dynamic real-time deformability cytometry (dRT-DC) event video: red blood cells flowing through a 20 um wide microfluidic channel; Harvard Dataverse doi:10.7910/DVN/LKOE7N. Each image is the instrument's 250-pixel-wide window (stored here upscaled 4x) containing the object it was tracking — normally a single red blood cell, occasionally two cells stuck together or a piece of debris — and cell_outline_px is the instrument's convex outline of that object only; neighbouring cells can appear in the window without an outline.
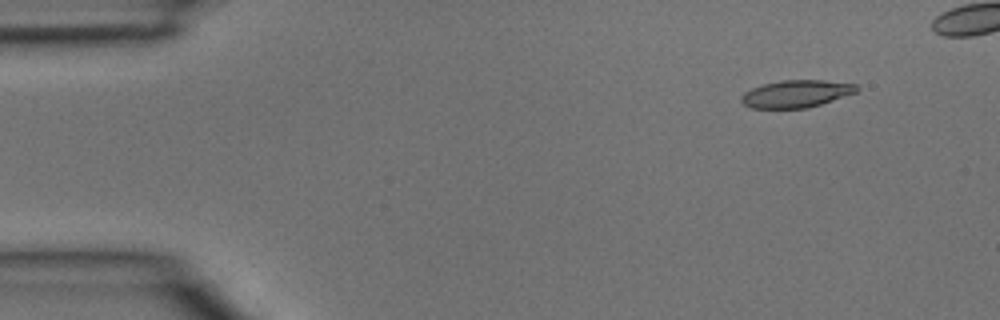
{"species": "common noctule bat (a hibernating species)", "species_latin": "Nyctalus noctula", "temperature_condition": "room temperature", "stored_images_in_passage": 3, "camera_frame_rate_fps": 3000, "um_per_image_px": 0.085, "animal": {"sex": "male", "body_mass_g": 15.6}, "frame": {"image": 1, "passage_image": 1, "time_ms": 0.0, "image_size_px": [1000, 320], "cell_outline_px": [[860, 88], [856, 92], [808, 108], [752, 108], [744, 104], [740, 100], [740, 96], [744, 92], [752, 88], [764, 84], [784, 80], [824, 80], [856, 84]], "centroid_in_image_um": [67.67, 7.97], "position_along_channel_um": 17.3, "area_um2": 18.26}}